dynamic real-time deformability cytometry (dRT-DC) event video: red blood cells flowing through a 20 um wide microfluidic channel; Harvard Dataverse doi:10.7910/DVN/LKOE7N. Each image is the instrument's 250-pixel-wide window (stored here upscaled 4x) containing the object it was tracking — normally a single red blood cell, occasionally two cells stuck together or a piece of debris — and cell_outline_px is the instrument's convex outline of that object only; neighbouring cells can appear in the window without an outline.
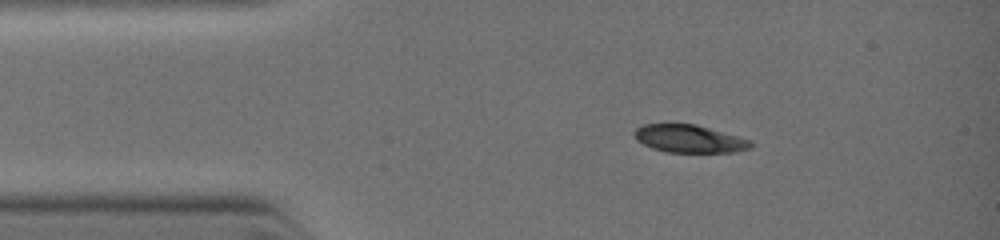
{"species": "common noctule bat (a hibernating species)", "species_latin": "Nyctalus noctula", "temperature_condition": "warm", "stored_images_in_passage": 6, "camera_frame_rate_fps": 3000, "um_per_image_px": 0.085, "animal": {"sex": "female", "body_mass_g": 19.0, "forearm_length_mm": 51.5}, "frame": {"image": 1, "passage_image": 3, "time_ms": 1.333, "image_size_px": [1000, 240], "cell_outline_px": [[752, 148], [732, 152], [668, 152], [652, 148], [636, 140], [632, 132], [636, 128], [644, 124], [664, 120], [672, 120], [696, 124], [752, 140]], "centroid_in_image_um": [58.51, 11.73], "position_along_channel_um": 26.5, "area_um2": 19.71}}